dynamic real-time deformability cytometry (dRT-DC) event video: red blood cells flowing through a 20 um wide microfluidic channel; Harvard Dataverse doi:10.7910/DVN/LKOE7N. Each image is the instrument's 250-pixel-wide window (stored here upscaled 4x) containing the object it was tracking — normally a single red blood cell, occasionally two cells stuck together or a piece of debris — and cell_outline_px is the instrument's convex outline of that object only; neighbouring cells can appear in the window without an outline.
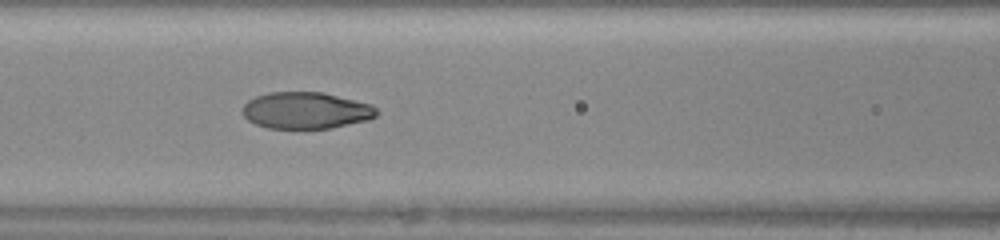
{"species": "human", "species_latin": "Homo sapiens", "temperature_condition": "warm", "stored_images_in_passage": 47, "camera_frame_rate_fps": 3000, "um_per_image_px": 0.085, "donor": {"sex": "female"}, "frame": {"image": 1, "passage_image": 21, "time_ms": 6.667, "image_size_px": [1000, 240], "cell_outline_px": [[380, 112], [376, 116], [368, 120], [332, 128], [304, 132], [268, 128], [256, 124], [248, 120], [244, 116], [244, 104], [248, 100], [256, 96], [268, 92], [324, 92], [372, 104]], "centroid_in_image_um": [26.03, 9.43], "position_along_channel_um": 140.6, "area_um2": 29.65}}